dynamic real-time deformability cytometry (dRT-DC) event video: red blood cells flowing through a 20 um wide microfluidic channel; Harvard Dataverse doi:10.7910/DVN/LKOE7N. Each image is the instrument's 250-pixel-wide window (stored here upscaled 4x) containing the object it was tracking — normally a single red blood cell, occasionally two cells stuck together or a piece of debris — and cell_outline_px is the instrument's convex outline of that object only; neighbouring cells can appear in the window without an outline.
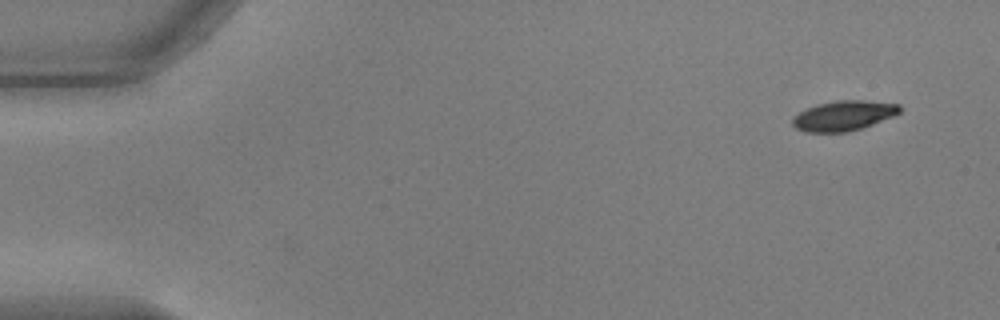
{"species": "common noctule bat (a hibernating species)", "species_latin": "Nyctalus noctula", "temperature_condition": "warm", "stored_images_in_passage": 52, "camera_frame_rate_fps": 3000, "um_per_image_px": 0.085, "animal": {"sex": "male", "body_mass_g": 17.9, "forearm_length_mm": 54.2}, "frame": {"image": 1, "passage_image": 1, "time_ms": 0.0, "image_size_px": [1000, 320], "cell_outline_px": [[904, 108], [900, 112], [892, 116], [872, 124], [848, 132], [808, 132], [796, 128], [792, 124], [792, 120], [800, 112], [816, 104], [836, 100], [864, 100], [900, 104]], "centroid_in_image_um": [71.74, 9.82], "position_along_channel_um": 13.3, "area_um2": 18.61}}
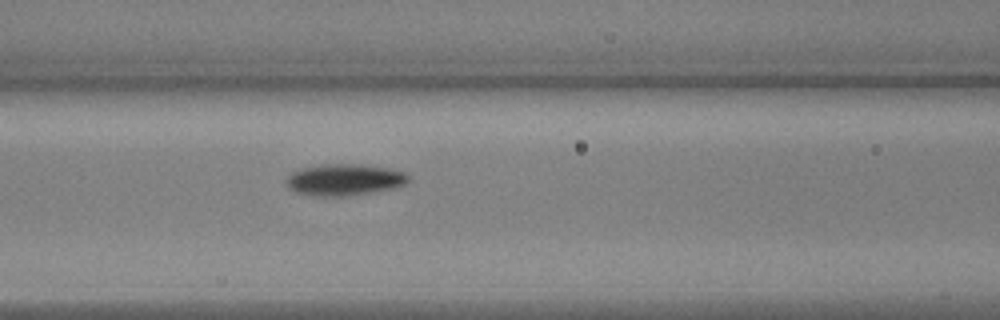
{"frame": {"image": 2, "passage_image": 21, "time_ms": 6.667, "image_size_px": [1000, 320], "cell_outline_px": [[408, 180], [404, 184], [396, 188], [348, 196], [312, 196], [296, 192], [288, 188], [284, 180], [292, 172], [304, 168], [324, 164], [360, 164], [392, 168], [404, 172], [408, 176]], "centroid_in_image_um": [29.27, 15.28], "position_along_channel_um": 137.3, "area_um2": 22.6}}
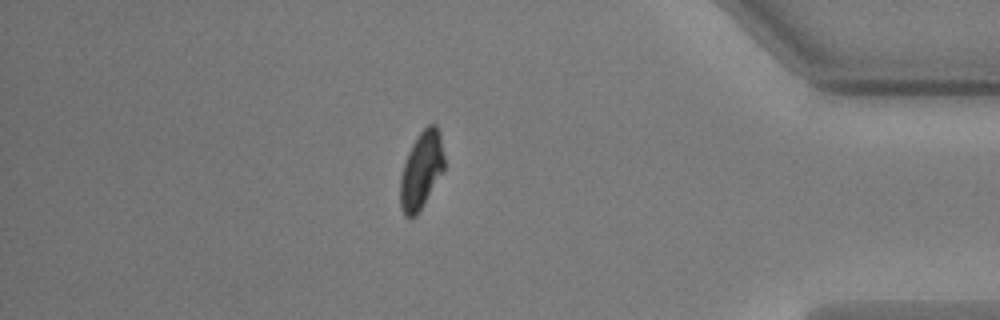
{"frame": {"image": 3, "passage_image": 45, "time_ms": 14.667, "image_size_px": [1000, 320], "cell_outline_px": [[444, 168], [416, 216], [408, 220], [404, 216], [400, 208], [400, 176], [408, 152], [412, 144], [420, 132], [428, 124], [436, 124], [440, 136], [444, 156]], "centroid_in_image_um": [35.78, 14.49], "position_along_channel_um": 399.4, "area_um2": 19.59}, "authors_computed_cell_mechanics": {"area_um2": 20.808, "velocity_mm_per_s": 3.6871, "shape_relaxation_time_tau1_ms": 2.749, "shape_relaxation_time_tau2_ms": 11.2832, "deformation_change_tau1": 0.139, "deformation_change_tau2": 0.1314}}